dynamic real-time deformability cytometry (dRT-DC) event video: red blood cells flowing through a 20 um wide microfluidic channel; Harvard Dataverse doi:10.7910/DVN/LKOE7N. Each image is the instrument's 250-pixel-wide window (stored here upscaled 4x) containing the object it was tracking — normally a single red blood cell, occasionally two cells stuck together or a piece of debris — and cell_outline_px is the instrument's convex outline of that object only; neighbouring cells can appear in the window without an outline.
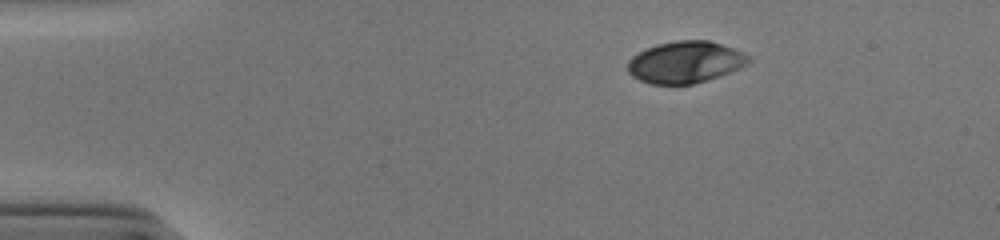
{"species": "human", "species_latin": "Homo sapiens", "temperature_condition": "cold", "stored_images_in_passage": 38, "camera_frame_rate_fps": 3000, "um_per_image_px": 0.085, "donor": {"sex": "male"}, "frame": {"image": 1, "passage_image": 1, "time_ms": 0.0, "image_size_px": [1000, 240], "cell_outline_px": [[752, 60], [748, 64], [740, 68], [708, 80], [692, 84], [652, 84], [640, 80], [632, 76], [628, 72], [628, 60], [632, 56], [656, 44], [676, 40], [708, 40], [732, 48], [748, 56]], "centroid_in_image_um": [58.24, 5.28], "position_along_channel_um": 26.8, "area_um2": 29.25}}
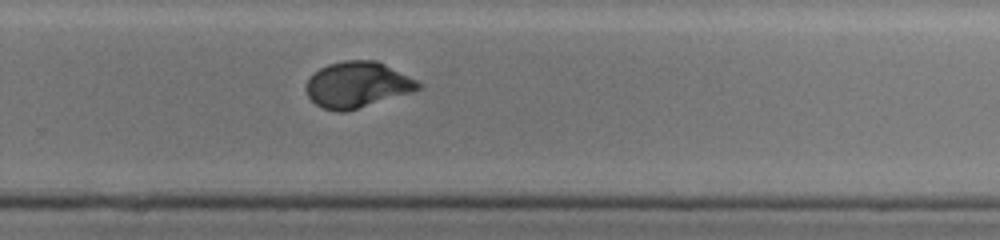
{"frame": {"image": 2, "passage_image": 28, "time_ms": 9.0, "image_size_px": [1000, 240], "cell_outline_px": [[424, 84], [420, 88], [412, 92], [344, 112], [336, 112], [324, 108], [316, 104], [308, 96], [304, 88], [308, 76], [312, 72], [328, 64], [344, 60], [376, 60]], "centroid_in_image_um": [30.32, 7.19], "position_along_channel_um": 299.5, "area_um2": 30.0}}
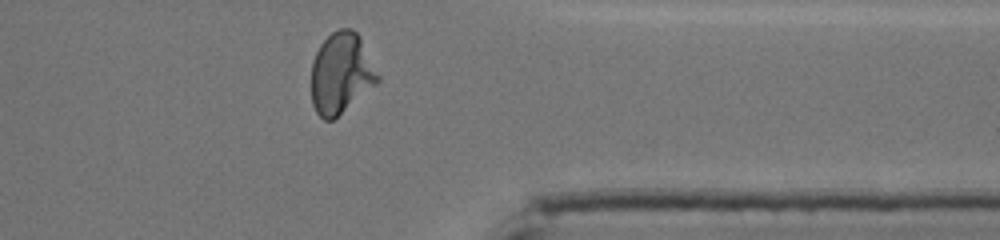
{"frame": {"image": 3, "passage_image": 35, "time_ms": 11.333, "image_size_px": [1000, 240], "cell_outline_px": [[380, 80], [376, 84], [332, 120], [324, 120], [316, 112], [312, 104], [312, 64], [316, 52], [320, 44], [332, 32], [340, 28], [352, 28], [360, 36], [380, 76]], "centroid_in_image_um": [29.0, 6.21], "position_along_channel_um": 382.4, "area_um2": 31.1}, "authors_computed_cell_mechanics": {"area_um2": 30.345, "velocity_mm_per_s": 3.8896, "shape_relaxation_time_tau1_ms": 3.6635, "shape_relaxation_time_tau2_ms": 0.6625, "deformation_change_tau1": 0.1777, "deformation_change_tau2": 0.0337}}